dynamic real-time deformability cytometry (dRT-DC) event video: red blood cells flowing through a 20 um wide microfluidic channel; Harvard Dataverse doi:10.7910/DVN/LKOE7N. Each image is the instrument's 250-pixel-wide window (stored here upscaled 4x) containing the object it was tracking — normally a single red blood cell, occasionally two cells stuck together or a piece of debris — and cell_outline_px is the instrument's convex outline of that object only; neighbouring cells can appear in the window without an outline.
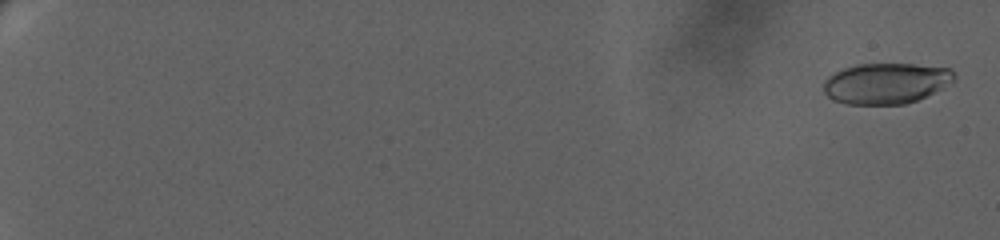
{"species": "human", "species_latin": "Homo sapiens", "temperature_condition": "warm", "stored_images_in_passage": 43, "camera_frame_rate_fps": 3000, "um_per_image_px": 0.085, "donor": {"sex": "female"}, "frame": {"image": 1, "passage_image": 2, "time_ms": 0.333, "image_size_px": [1000, 240], "cell_outline_px": [[956, 80], [916, 100], [904, 104], [844, 104], [832, 100], [824, 92], [824, 80], [828, 76], [844, 68], [856, 64], [912, 64], [948, 68], [956, 76]], "centroid_in_image_um": [75.27, 7.08], "position_along_channel_um": 9.7, "area_um2": 30.81}}
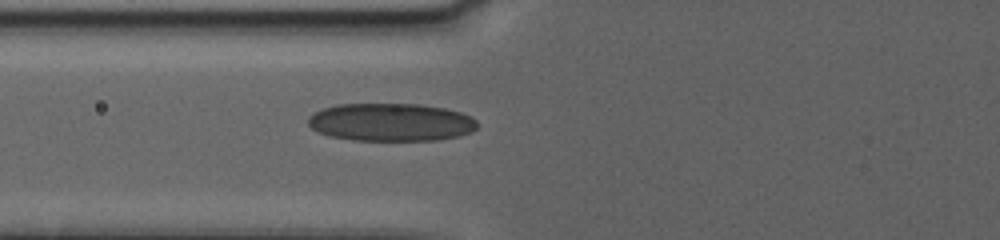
{"frame": {"image": 2, "passage_image": 33, "time_ms": 10.0, "image_size_px": [1000, 240], "cell_outline_px": [[476, 128], [472, 132], [460, 136], [440, 140], [352, 140], [328, 136], [316, 132], [308, 124], [308, 116], [312, 112], [336, 104], [420, 104], [444, 108], [460, 112], [472, 116], [476, 120]], "centroid_in_image_um": [33.21, 10.39], "position_along_channel_um": 92.6, "area_um2": 37.74}}
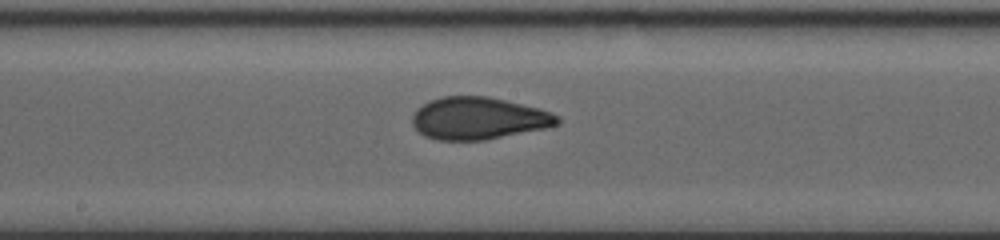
{"frame": {"image": 3, "passage_image": 43, "time_ms": 13.333, "image_size_px": [1000, 240], "cell_outline_px": [[560, 124], [548, 128], [484, 140], [440, 140], [424, 136], [412, 124], [412, 116], [416, 108], [440, 96], [488, 96], [540, 108], [552, 112], [560, 116]], "centroid_in_image_um": [40.71, 10.05], "position_along_channel_um": 207.5, "area_um2": 35.95}}